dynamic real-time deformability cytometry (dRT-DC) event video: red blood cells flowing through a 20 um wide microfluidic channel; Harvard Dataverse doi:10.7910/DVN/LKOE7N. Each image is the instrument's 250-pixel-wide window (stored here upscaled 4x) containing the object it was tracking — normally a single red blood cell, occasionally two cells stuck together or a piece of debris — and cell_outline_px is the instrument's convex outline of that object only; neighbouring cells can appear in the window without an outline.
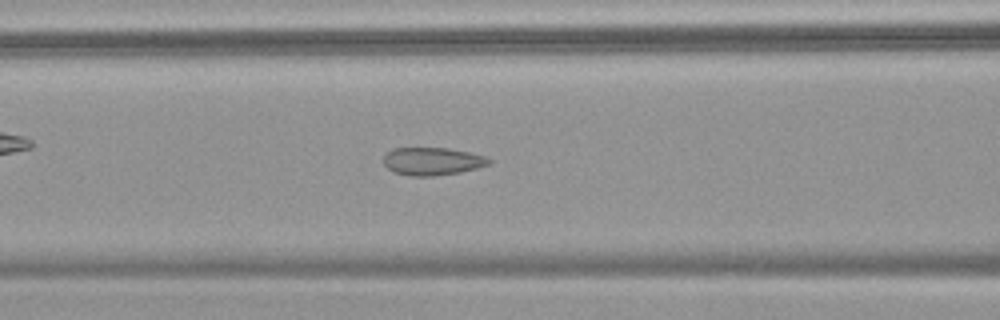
{"species": "common noctule bat (a hibernating species)", "species_latin": "Nyctalus noctula", "temperature_condition": "warm", "stored_images_in_passage": 56, "camera_frame_rate_fps": 3000, "um_per_image_px": 0.085, "animal": {"sex": "female", "body_mass_g": 18.4}, "frame": {"image": 1, "passage_image": 23, "time_ms": 7.333, "image_size_px": [1000, 320], "cell_outline_px": [[492, 160], [488, 164], [476, 168], [460, 172], [432, 176], [408, 176], [396, 172], [388, 168], [384, 164], [384, 152], [392, 148], [448, 148], [468, 152], [484, 156]], "centroid_in_image_um": [36.7, 13.7], "position_along_channel_um": 129.9, "area_um2": 16.99}}
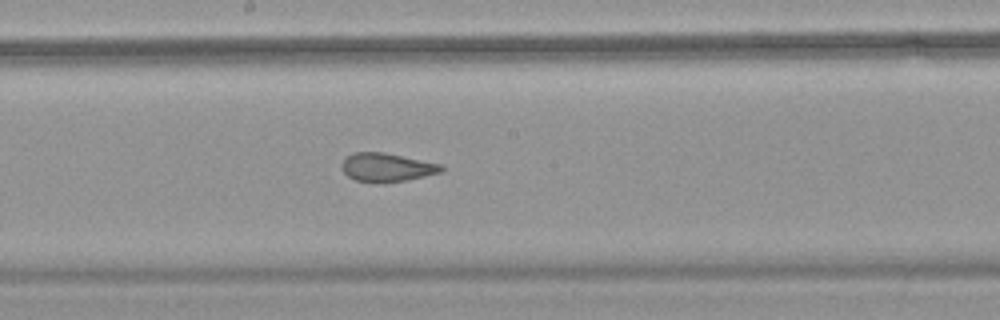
{"frame": {"image": 2, "passage_image": 30, "time_ms": 9.667, "image_size_px": [1000, 320], "cell_outline_px": [[444, 168], [440, 172], [408, 180], [356, 180], [348, 176], [344, 172], [340, 164], [348, 156], [356, 152], [384, 152], [440, 164]], "centroid_in_image_um": [32.87, 14.18], "position_along_channel_um": 215.3, "area_um2": 15.78}}
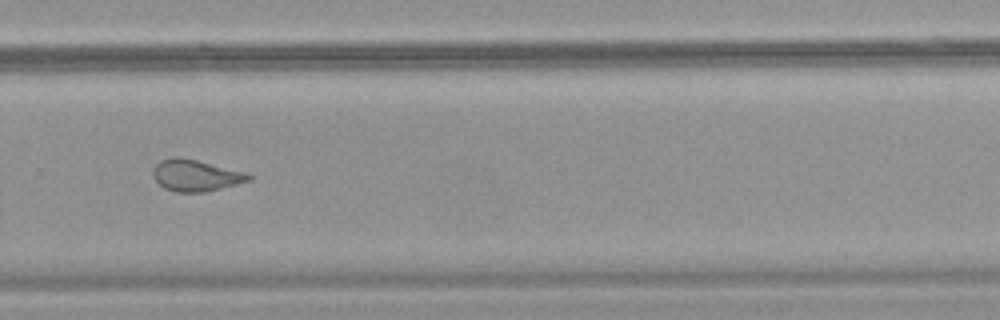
{"frame": {"image": 3, "passage_image": 38, "time_ms": 12.333, "image_size_px": [1000, 320], "cell_outline_px": [[252, 180], [204, 192], [176, 192], [164, 188], [152, 176], [152, 172], [156, 164], [160, 160], [176, 156], [180, 156], [248, 172], [252, 176]], "centroid_in_image_um": [16.64, 14.9], "position_along_channel_um": 313.2, "area_um2": 17.69}}